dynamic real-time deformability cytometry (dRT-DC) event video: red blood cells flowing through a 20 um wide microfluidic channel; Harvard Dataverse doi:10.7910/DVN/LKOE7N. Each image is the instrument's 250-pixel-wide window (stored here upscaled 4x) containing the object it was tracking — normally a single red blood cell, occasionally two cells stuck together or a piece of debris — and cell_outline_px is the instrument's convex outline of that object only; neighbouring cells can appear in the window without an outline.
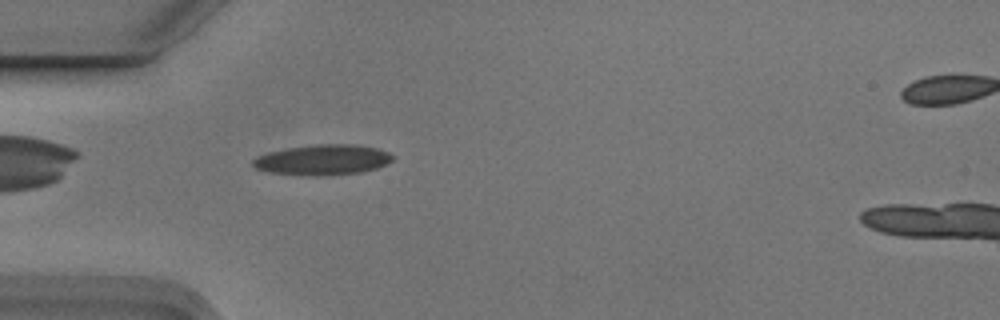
{"species": "Egyptian fruit bat (a non-hibernating species)", "species_latin": "Rousettus aegyptiacus", "temperature_condition": "cold", "stored_images_in_passage": 5, "camera_frame_rate_fps": 3000, "um_per_image_px": 0.085, "animal": {"sex": "male"}, "frame": {"image": 1, "passage_image": 4, "time_ms": 1.0, "image_size_px": [1000, 320], "cell_outline_px": [[396, 156], [392, 160], [376, 168], [364, 172], [320, 176], [312, 176], [268, 172], [256, 168], [252, 164], [252, 160], [256, 156], [268, 152], [288, 148], [316, 144], [352, 144], [376, 148], [388, 152]], "centroid_in_image_um": [27.43, 13.59], "position_along_channel_um": 57.6, "area_um2": 24.8}}